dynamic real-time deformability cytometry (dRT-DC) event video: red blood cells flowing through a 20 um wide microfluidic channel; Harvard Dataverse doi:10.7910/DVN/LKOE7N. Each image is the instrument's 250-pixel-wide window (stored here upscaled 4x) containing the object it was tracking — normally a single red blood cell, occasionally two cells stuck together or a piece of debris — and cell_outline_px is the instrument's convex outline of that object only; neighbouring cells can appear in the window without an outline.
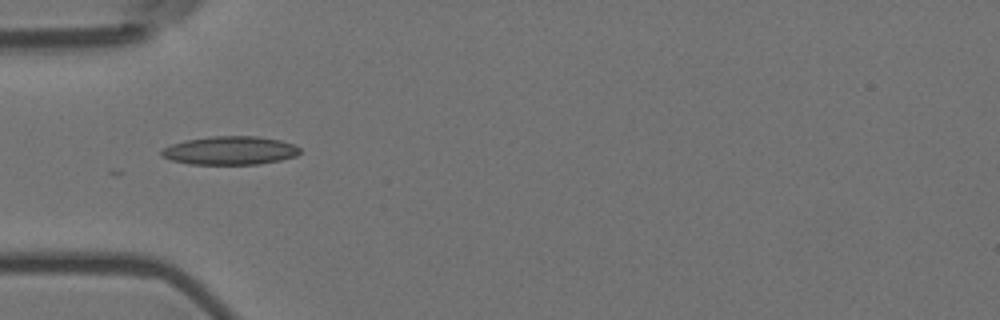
{"species": "Egyptian fruit bat (a non-hibernating species)", "species_latin": "Rousettus aegyptiacus", "temperature_condition": "room temperature", "stored_images_in_passage": 4, "camera_frame_rate_fps": 3000, "um_per_image_px": 0.085, "animal": {"sex": "female"}, "frame": {"image": 1, "passage_image": 1, "time_ms": 0.0, "image_size_px": [1000, 320], "cell_outline_px": [[300, 152], [296, 156], [280, 160], [260, 164], [188, 164], [172, 160], [160, 156], [160, 152], [164, 148], [172, 144], [184, 140], [212, 136], [256, 136], [280, 140], [292, 144], [300, 148]], "centroid_in_image_um": [19.54, 12.79], "position_along_channel_um": 65.5, "area_um2": 22.95}}